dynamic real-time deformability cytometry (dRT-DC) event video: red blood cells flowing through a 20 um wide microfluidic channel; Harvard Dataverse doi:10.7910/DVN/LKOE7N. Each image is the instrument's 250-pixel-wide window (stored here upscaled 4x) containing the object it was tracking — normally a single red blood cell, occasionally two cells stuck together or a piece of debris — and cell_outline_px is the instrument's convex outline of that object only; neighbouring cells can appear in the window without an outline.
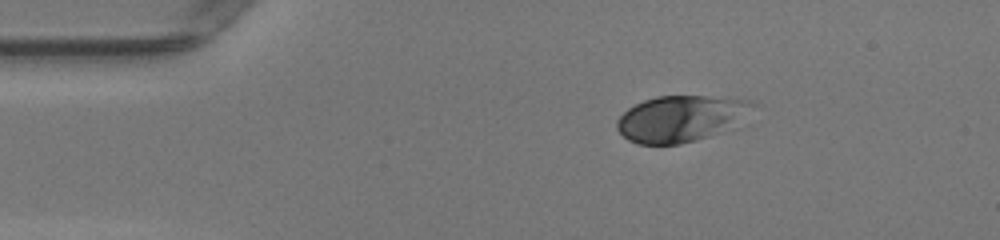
{"species": "human", "species_latin": "Homo sapiens", "temperature_condition": "warm", "stored_images_in_passage": 42, "camera_frame_rate_fps": 3000, "um_per_image_px": 0.085, "donor": {"sex": "female"}, "frame": {"image": 1, "passage_image": 1, "time_ms": 0.0, "image_size_px": [1000, 240], "cell_outline_px": [[760, 104], [736, 128], [696, 140], [680, 144], [636, 144], [628, 140], [616, 128], [616, 120], [628, 108], [644, 100], [656, 96], [704, 96], [752, 100]], "centroid_in_image_um": [57.97, 10.08], "position_along_channel_um": 27.0, "area_um2": 37.28}}
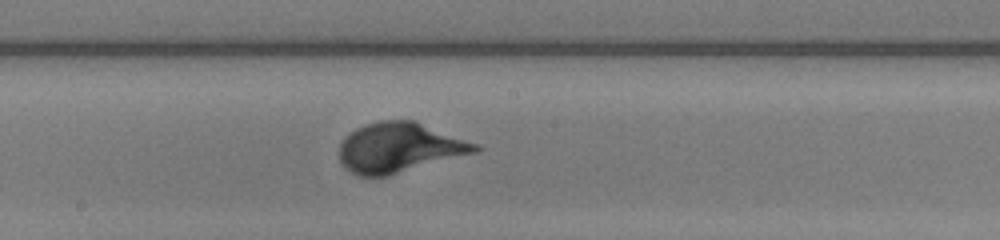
{"frame": {"image": 2, "passage_image": 19, "time_ms": 6.0, "image_size_px": [1000, 240], "cell_outline_px": [[484, 148], [476, 152], [384, 176], [360, 176], [344, 168], [340, 160], [340, 144], [344, 136], [356, 128], [364, 124], [380, 120], [416, 120], [480, 144]], "centroid_in_image_um": [33.96, 12.51], "position_along_channel_um": 214.2, "area_um2": 39.48}}
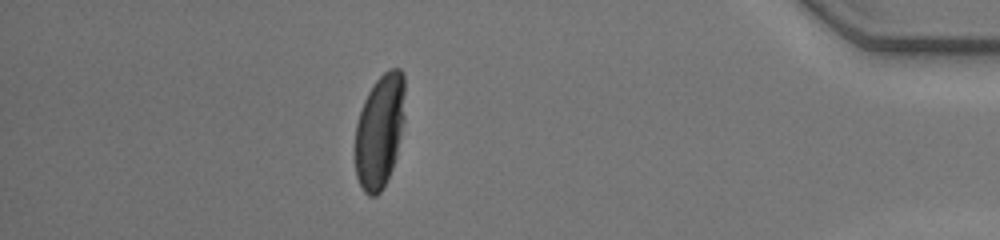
{"frame": {"image": 3, "passage_image": 36, "time_ms": 11.667, "image_size_px": [1000, 240], "cell_outline_px": [[404, 120], [396, 156], [392, 168], [380, 192], [376, 196], [368, 196], [364, 192], [356, 176], [356, 124], [364, 100], [368, 92], [376, 80], [388, 68], [400, 68], [404, 72]], "centroid_in_image_um": [32.28, 11.1], "position_along_channel_um": 402.9, "area_um2": 32.89}}